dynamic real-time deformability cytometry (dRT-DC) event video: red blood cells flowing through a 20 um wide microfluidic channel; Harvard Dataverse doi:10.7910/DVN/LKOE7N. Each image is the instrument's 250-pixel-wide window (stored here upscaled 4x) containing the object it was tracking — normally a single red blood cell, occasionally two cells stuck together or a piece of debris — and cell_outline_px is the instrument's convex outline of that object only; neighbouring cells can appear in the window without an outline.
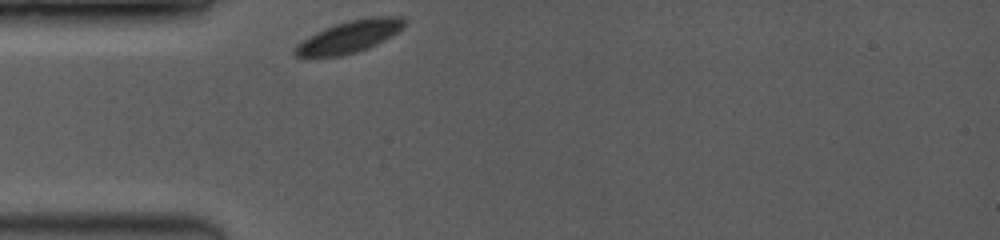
{"species": "common noctule bat (a hibernating species)", "species_latin": "Nyctalus noctula", "temperature_condition": "room temperature", "stored_images_in_passage": 1, "camera_frame_rate_fps": 3500, "um_per_image_px": 0.085, "animal": {"sex": "female", "body_mass_g": 19.0, "forearm_length_mm": 53.3}, "frame": {"image": 1, "passage_image": 1, "time_ms": 0.0, "image_size_px": [1000, 240], "cell_outline_px": [[404, 24], [392, 36], [368, 48], [344, 56], [296, 56], [292, 52], [304, 40], [316, 32], [336, 24], [348, 20], [372, 16], [400, 16], [404, 20]], "centroid_in_image_um": [29.73, 3.11], "position_along_channel_um": 55.3, "area_um2": 19.94}}